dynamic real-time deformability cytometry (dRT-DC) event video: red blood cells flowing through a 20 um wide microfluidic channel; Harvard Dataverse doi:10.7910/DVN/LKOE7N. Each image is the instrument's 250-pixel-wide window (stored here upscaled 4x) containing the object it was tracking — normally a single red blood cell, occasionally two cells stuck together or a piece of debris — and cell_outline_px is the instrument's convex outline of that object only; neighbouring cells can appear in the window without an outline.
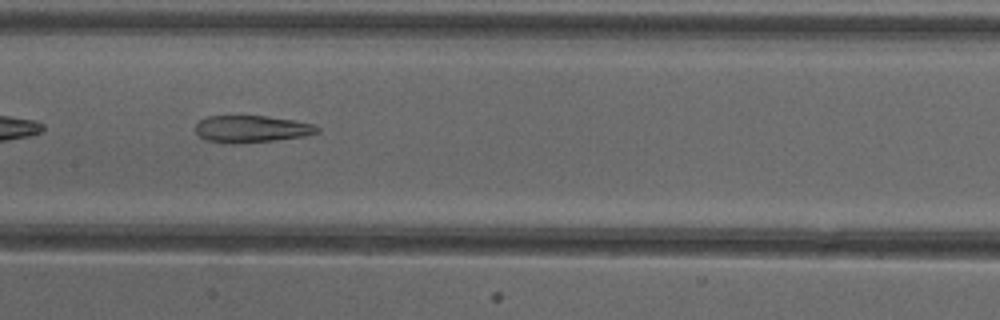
{"species": "common noctule bat (a hibernating species)", "species_latin": "Nyctalus noctula", "temperature_condition": "cold", "stored_images_in_passage": 33, "camera_frame_rate_fps": 3000, "um_per_image_px": 0.085, "animal": {"sex": "female"}, "frame": {"image": 1, "passage_image": 10, "time_ms": 3.0, "image_size_px": [1000, 320], "cell_outline_px": [[320, 132], [304, 136], [276, 140], [232, 144], [224, 144], [204, 140], [196, 132], [196, 124], [200, 120], [208, 116], [268, 116], [316, 124], [320, 128]], "centroid_in_image_um": [21.39, 10.97], "position_along_channel_um": 186.0, "area_um2": 19.36}, "authors_computed_cell_mechanics": {"area_um2": 20.6346, "velocity_mm_per_s": 3.9983, "shape_relaxation_time_tau1_ms": null, "shape_relaxation_time_tau2_ms": 4.5117, "deformation_change_tau1": null, "deformation_change_tau2": 0.1575}}